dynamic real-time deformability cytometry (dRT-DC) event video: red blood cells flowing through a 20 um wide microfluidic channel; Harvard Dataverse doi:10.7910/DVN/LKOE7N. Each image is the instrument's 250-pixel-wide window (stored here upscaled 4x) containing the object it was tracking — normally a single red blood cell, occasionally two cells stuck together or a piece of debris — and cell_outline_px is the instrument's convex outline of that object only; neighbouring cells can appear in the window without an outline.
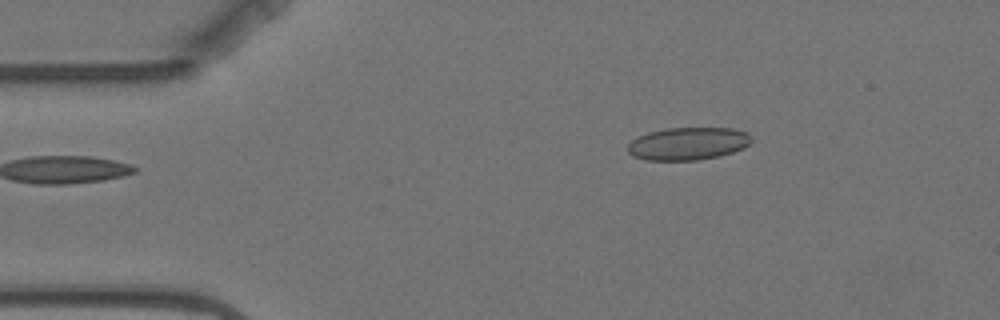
{"species": "Egyptian fruit bat (a non-hibernating species)", "species_latin": "Rousettus aegyptiacus", "temperature_condition": "warm", "stored_images_in_passage": 2, "camera_frame_rate_fps": 3000, "um_per_image_px": 0.085, "animal": {"sex": "female"}, "frame": {"image": 1, "passage_image": 2, "time_ms": 1.333, "image_size_px": [1000, 320], "cell_outline_px": [[752, 140], [744, 148], [720, 156], [696, 160], [644, 160], [632, 156], [628, 152], [628, 144], [632, 140], [648, 132], [668, 128], [732, 128], [748, 132]], "centroid_in_image_um": [58.48, 12.21], "position_along_channel_um": 26.5, "area_um2": 23.58}}